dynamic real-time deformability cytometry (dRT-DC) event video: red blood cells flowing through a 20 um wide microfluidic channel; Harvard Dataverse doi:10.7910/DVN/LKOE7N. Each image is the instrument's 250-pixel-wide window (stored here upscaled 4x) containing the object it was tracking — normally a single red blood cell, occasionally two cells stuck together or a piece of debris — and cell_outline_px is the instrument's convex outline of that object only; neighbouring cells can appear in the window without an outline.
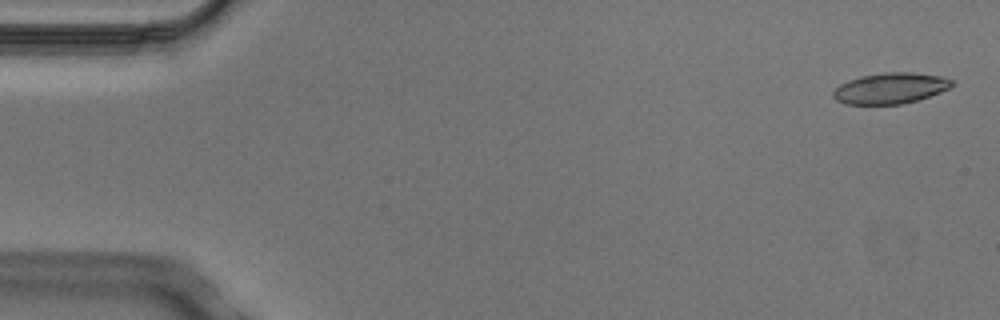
{"species": "Egyptian fruit bat (a non-hibernating species)", "species_latin": "Rousettus aegyptiacus", "temperature_condition": "cold", "stored_images_in_passage": 5, "camera_frame_rate_fps": 3000, "um_per_image_px": 0.085, "animal": {"sex": "male"}, "frame": {"image": 1, "passage_image": 1, "time_ms": 0.0, "image_size_px": [1000, 320], "cell_outline_px": [[956, 84], [952, 88], [916, 100], [900, 104], [844, 104], [836, 100], [832, 96], [832, 92], [840, 84], [848, 80], [860, 76], [884, 72], [912, 72], [940, 76], [952, 80]], "centroid_in_image_um": [75.68, 7.49], "position_along_channel_um": 9.3, "area_um2": 21.44}}